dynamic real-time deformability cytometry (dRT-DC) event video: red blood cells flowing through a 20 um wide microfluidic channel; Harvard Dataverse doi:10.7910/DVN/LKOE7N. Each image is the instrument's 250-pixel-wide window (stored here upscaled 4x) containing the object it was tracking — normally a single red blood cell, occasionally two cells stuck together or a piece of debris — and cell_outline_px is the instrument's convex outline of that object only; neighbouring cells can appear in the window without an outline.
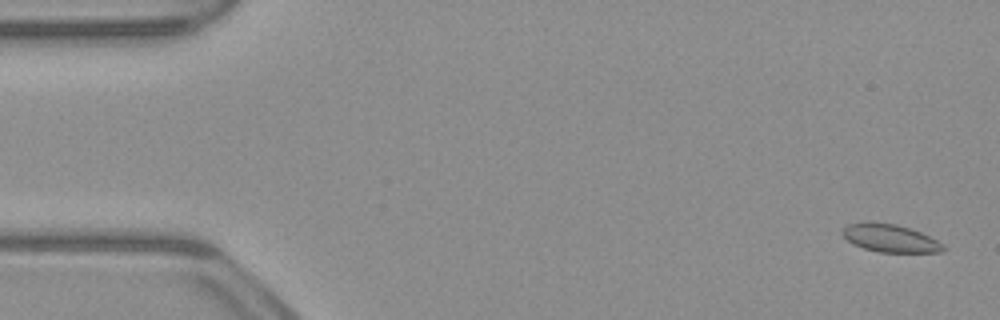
{"species": "common noctule bat (a hibernating species)", "species_latin": "Nyctalus noctula", "temperature_condition": "warm", "stored_images_in_passage": 54, "camera_frame_rate_fps": 3000, "um_per_image_px": 0.085, "animal": {"sex": "male", "body_mass_g": 23.1, "forearm_length_mm": 52.7}, "frame": {"image": 1, "passage_image": 2, "time_ms": 0.333, "image_size_px": [1000, 320], "cell_outline_px": [[944, 252], [880, 252], [864, 248], [852, 244], [840, 232], [848, 224], [868, 220], [896, 224], [920, 232], [944, 244]], "centroid_in_image_um": [75.62, 20.23], "position_along_channel_um": 9.4, "area_um2": 16.42}}
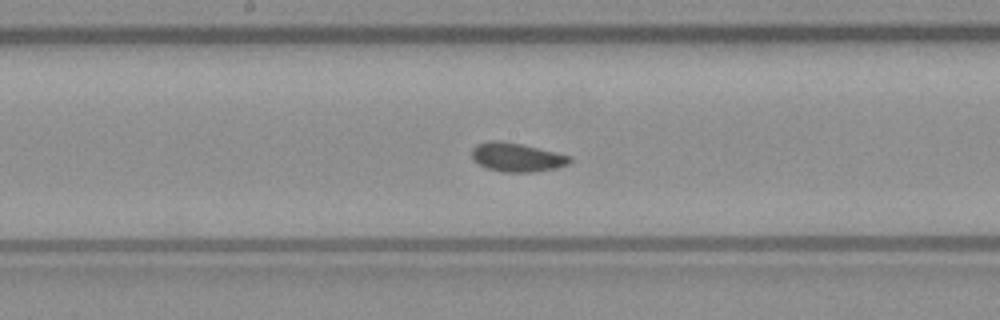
{"frame": {"image": 2, "passage_image": 27, "time_ms": 8.667, "image_size_px": [1000, 320], "cell_outline_px": [[572, 160], [568, 164], [556, 168], [532, 172], [500, 172], [488, 168], [472, 160], [472, 148], [476, 144], [488, 140], [500, 140], [520, 144], [572, 156]], "centroid_in_image_um": [43.9, 13.36], "position_along_channel_um": 204.3, "area_um2": 16.47}}
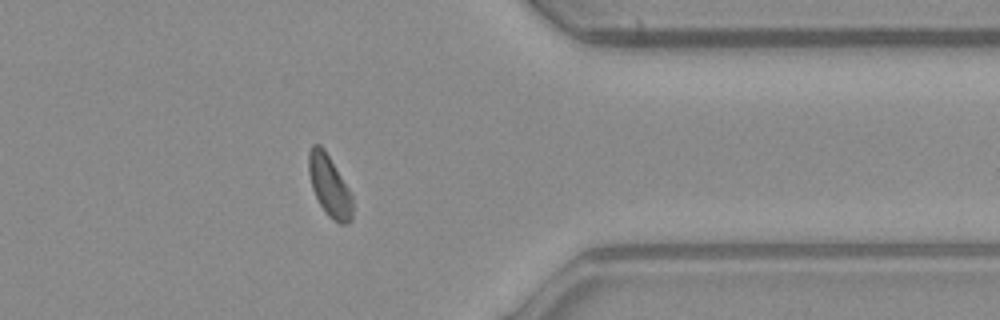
{"frame": {"image": 3, "passage_image": 42, "time_ms": 13.667, "image_size_px": [1000, 320], "cell_outline_px": [[352, 220], [348, 224], [340, 224], [332, 220], [328, 216], [320, 204], [312, 188], [308, 172], [308, 152], [312, 144], [320, 144], [324, 148], [348, 188], [352, 196]], "centroid_in_image_um": [27.99, 15.8], "position_along_channel_um": 383.4, "area_um2": 15.66}, "authors_computed_cell_mechanics": {"area_um2": 16.4152, "velocity_mm_per_s": 3.9034, "shape_relaxation_time_tau1_ms": 10.7782, "shape_relaxation_time_tau2_ms": 1.4338, "deformation_change_tau1": 0.0916, "deformation_change_tau2": 0.0578}}